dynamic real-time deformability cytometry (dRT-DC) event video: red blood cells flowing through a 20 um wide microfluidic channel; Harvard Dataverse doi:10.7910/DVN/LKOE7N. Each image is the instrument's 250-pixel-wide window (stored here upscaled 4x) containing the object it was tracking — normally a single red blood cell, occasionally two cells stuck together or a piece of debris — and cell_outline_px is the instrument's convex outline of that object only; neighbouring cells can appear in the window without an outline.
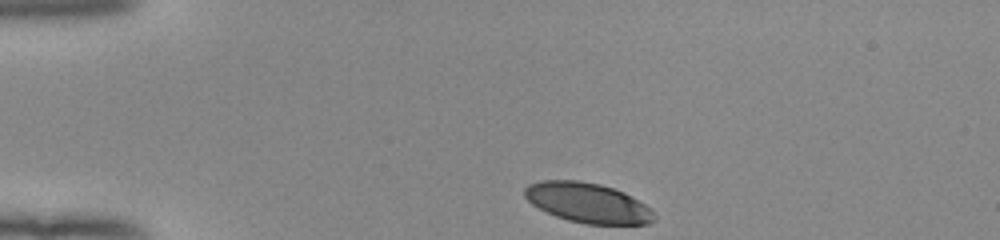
{"species": "human", "species_latin": "Homo sapiens", "temperature_condition": "room temperature", "stored_images_in_passage": 34, "camera_frame_rate_fps": 3000, "um_per_image_px": 0.085, "donor": {"sex": "female"}, "frame": {"image": 1, "passage_image": 1, "time_ms": 0.0, "image_size_px": [1000, 240], "cell_outline_px": [[656, 220], [648, 224], [584, 224], [568, 220], [556, 216], [532, 204], [524, 196], [524, 188], [528, 184], [540, 180], [576, 180], [600, 184], [624, 192], [652, 208], [656, 216]], "centroid_in_image_um": [49.98, 17.24], "position_along_channel_um": 35.0, "area_um2": 30.23}}
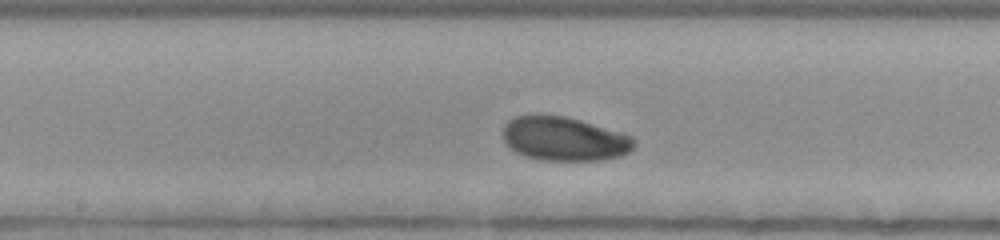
{"frame": {"image": 2, "passage_image": 18, "time_ms": 5.667, "image_size_px": [1000, 240], "cell_outline_px": [[636, 144], [628, 152], [620, 156], [600, 160], [540, 160], [524, 156], [516, 152], [504, 140], [504, 124], [508, 120], [516, 116], [528, 112], [540, 112], [564, 116], [580, 120], [620, 132], [632, 136]], "centroid_in_image_um": [47.91, 11.76], "position_along_channel_um": 200.3, "area_um2": 34.04}}
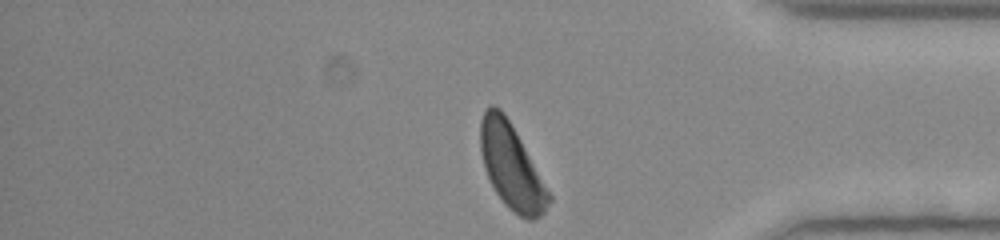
{"frame": {"image": 3, "passage_image": 34, "time_ms": 11.0, "image_size_px": [1000, 240], "cell_outline_px": [[552, 200], [544, 212], [540, 216], [532, 220], [528, 220], [520, 216], [508, 208], [504, 204], [496, 192], [484, 168], [480, 148], [480, 120], [488, 104], [492, 104], [500, 108], [504, 112], [516, 132], [552, 196]], "centroid_in_image_um": [43.46, 14.15], "position_along_channel_um": 391.7, "area_um2": 33.58}, "authors_computed_cell_mechanics": {"area_um2": 33.5529, "velocity_mm_per_s": 3.9124, "shape_relaxation_time_tau1_ms": 2.5672, "shape_relaxation_time_tau2_ms": null, "deformation_change_tau1": 0.1231, "deformation_change_tau2": null}}